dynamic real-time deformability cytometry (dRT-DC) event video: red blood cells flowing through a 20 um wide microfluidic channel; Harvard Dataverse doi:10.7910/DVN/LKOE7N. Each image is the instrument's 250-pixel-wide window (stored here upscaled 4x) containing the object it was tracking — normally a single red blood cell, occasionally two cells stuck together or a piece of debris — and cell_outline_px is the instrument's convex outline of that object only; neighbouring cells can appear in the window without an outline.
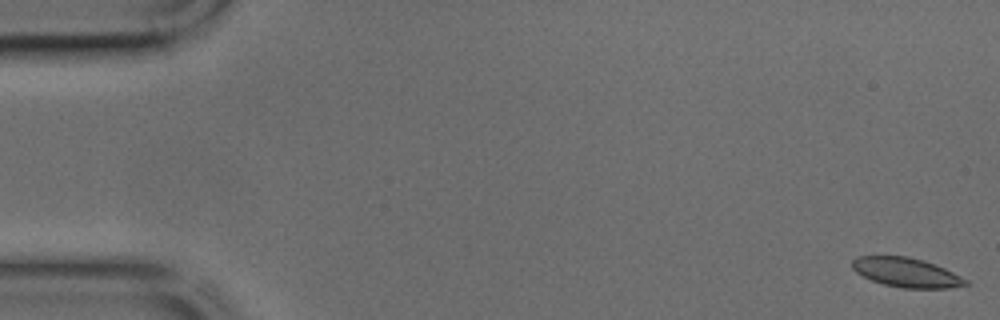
{"species": "common noctule bat (a hibernating species)", "species_latin": "Nyctalus noctula", "temperature_condition": "cold", "stored_images_in_passage": 11, "camera_frame_rate_fps": 3000, "um_per_image_px": 0.085, "animal": {"sex": "male", "body_mass_g": 17.9, "forearm_length_mm": 54.2}, "frame": {"image": 1, "passage_image": 1, "time_ms": 0.0, "image_size_px": [1000, 320], "cell_outline_px": [[968, 284], [948, 288], [904, 288], [884, 284], [872, 280], [856, 272], [852, 268], [852, 260], [856, 256], [908, 256], [924, 260], [944, 268], [968, 280]], "centroid_in_image_um": [77.02, 23.15], "position_along_channel_um": 8.0, "area_um2": 19.25}}